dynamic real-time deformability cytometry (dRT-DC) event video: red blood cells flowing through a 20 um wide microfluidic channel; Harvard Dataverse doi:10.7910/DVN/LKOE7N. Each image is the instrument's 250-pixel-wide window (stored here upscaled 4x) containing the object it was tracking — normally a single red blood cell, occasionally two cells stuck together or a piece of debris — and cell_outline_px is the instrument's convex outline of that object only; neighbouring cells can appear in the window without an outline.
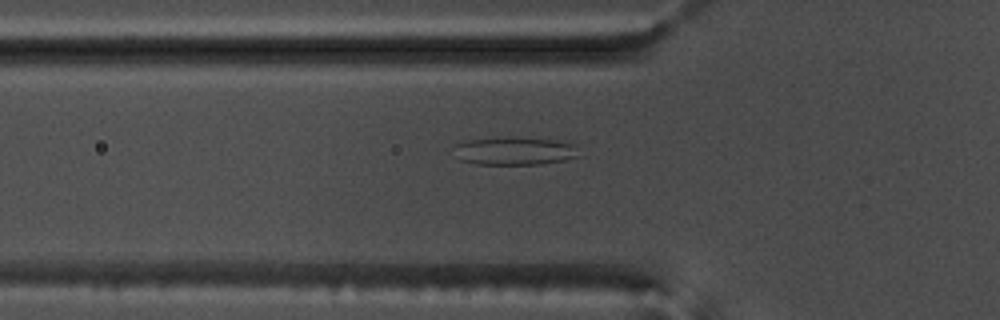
{"species": "common noctule bat (a hibernating species)", "species_latin": "Nyctalus noctula", "temperature_condition": "warm", "stored_images_in_passage": 50, "camera_frame_rate_fps": 3000, "um_per_image_px": 0.085, "animal": {"sex": "male", "body_mass_g": 17.5, "forearm_length_mm": 52.3}, "frame": {"image": 1, "passage_image": 14, "time_ms": 4.333, "image_size_px": [1000, 320], "cell_outline_px": [[584, 156], [564, 160], [540, 164], [476, 164], [460, 160], [456, 144], [468, 140], [496, 136], [508, 136], [556, 140], [576, 144]], "centroid_in_image_um": [43.87, 12.81], "position_along_channel_um": 81.9, "area_um2": 20.81}}
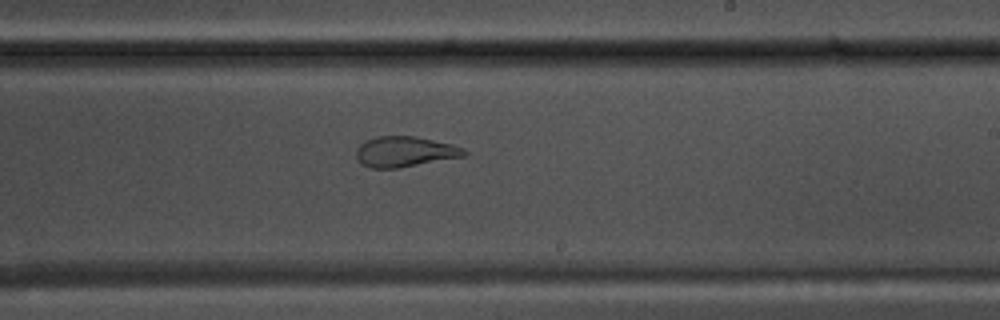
{"frame": {"image": 2, "passage_image": 28, "time_ms": 9.0, "image_size_px": [1000, 320], "cell_outline_px": [[468, 152], [464, 156], [400, 168], [372, 168], [364, 164], [356, 156], [356, 148], [360, 144], [376, 136], [416, 136], [452, 144], [464, 148]], "centroid_in_image_um": [34.43, 12.89], "position_along_channel_um": 254.6, "area_um2": 19.07}}
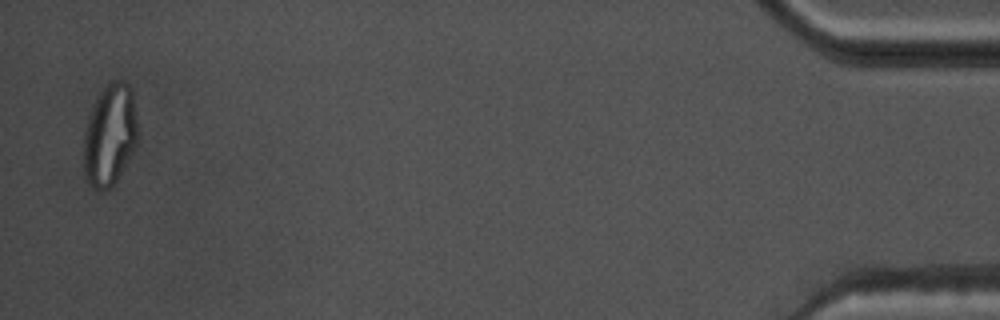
{"frame": {"image": 3, "passage_image": 49, "time_ms": 16.0, "image_size_px": [1000, 320], "cell_outline_px": [[136, 144], [116, 184], [104, 192], [88, 184], [84, 176], [84, 128], [88, 116], [100, 92], [112, 80], [124, 80], [128, 84], [132, 92], [136, 120]], "centroid_in_image_um": [9.31, 11.52], "position_along_channel_um": 425.9, "area_um2": 32.02}}